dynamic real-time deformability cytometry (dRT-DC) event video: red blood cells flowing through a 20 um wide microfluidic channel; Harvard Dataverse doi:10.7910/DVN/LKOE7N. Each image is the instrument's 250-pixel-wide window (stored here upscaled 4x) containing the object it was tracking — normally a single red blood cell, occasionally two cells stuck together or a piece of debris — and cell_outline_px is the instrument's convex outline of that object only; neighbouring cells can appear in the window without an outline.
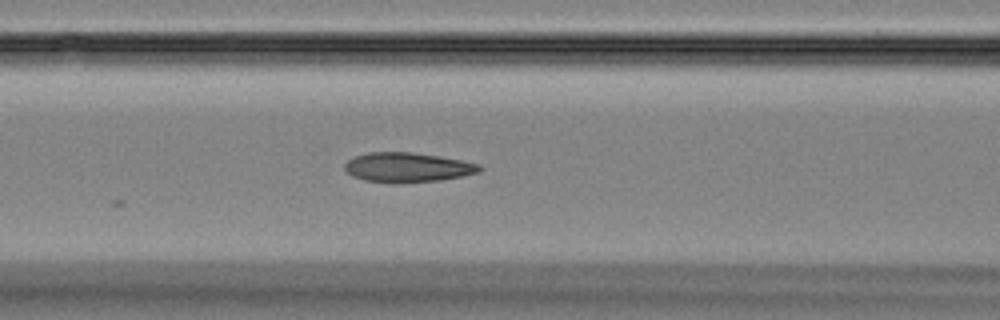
{"species": "Egyptian fruit bat (a non-hibernating species)", "species_latin": "Rousettus aegyptiacus", "temperature_condition": "room temperature", "stored_images_in_passage": 18, "camera_frame_rate_fps": 3000, "um_per_image_px": 0.085, "animal": {"sex": "female"}, "frame": {"image": 1, "passage_image": 10, "time_ms": 3.0, "image_size_px": [1000, 320], "cell_outline_px": [[484, 168], [480, 172], [464, 176], [440, 180], [396, 184], [392, 184], [364, 180], [352, 176], [344, 168], [344, 164], [348, 160], [356, 156], [368, 152], [412, 152], [440, 156], [480, 164]], "centroid_in_image_um": [34.65, 14.24], "position_along_channel_um": 131.9, "area_um2": 23.58}}
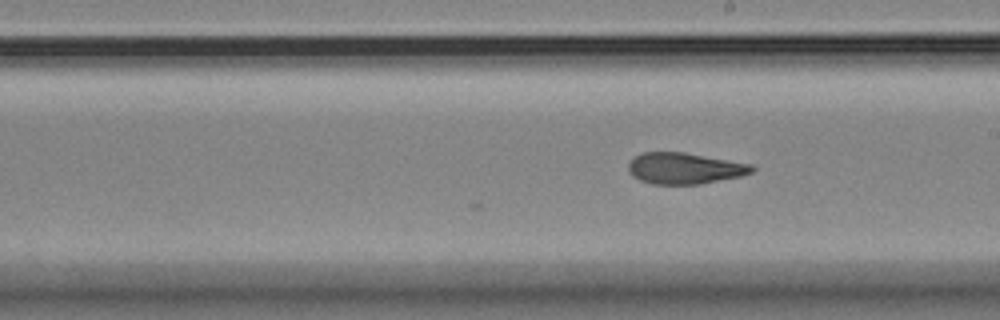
{"frame": {"image": 2, "passage_image": 18, "time_ms": 5.667, "image_size_px": [1000, 320], "cell_outline_px": [[756, 168], [752, 172], [740, 176], [700, 184], [652, 184], [640, 180], [632, 176], [628, 172], [628, 164], [636, 156], [644, 152], [684, 152], [752, 164]], "centroid_in_image_um": [58.19, 14.31], "position_along_channel_um": 230.8, "area_um2": 22.43}}